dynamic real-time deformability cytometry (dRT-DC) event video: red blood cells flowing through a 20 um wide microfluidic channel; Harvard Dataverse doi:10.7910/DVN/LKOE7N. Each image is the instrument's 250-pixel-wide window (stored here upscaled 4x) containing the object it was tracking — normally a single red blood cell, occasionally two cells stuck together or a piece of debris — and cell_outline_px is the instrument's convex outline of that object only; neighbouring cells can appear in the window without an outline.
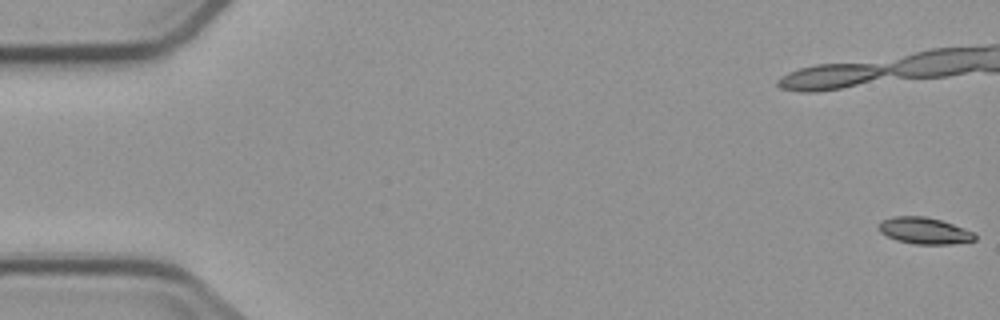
{"species": "common noctule bat (a hibernating species)", "species_latin": "Nyctalus noctula", "temperature_condition": "cold", "stored_images_in_passage": 7, "camera_frame_rate_fps": 3000, "um_per_image_px": 0.085, "animal": {"sex": "male", "body_mass_g": 23.1, "forearm_length_mm": 52.7}, "frame": {"image": 1, "passage_image": 1, "time_ms": 0.0, "image_size_px": [1000, 320], "cell_outline_px": [[976, 240], [952, 244], [912, 244], [896, 240], [880, 232], [880, 220], [892, 216], [924, 216], [940, 220], [964, 228], [972, 232], [976, 236]], "centroid_in_image_um": [78.56, 19.61], "position_along_channel_um": 6.4, "area_um2": 14.8}}